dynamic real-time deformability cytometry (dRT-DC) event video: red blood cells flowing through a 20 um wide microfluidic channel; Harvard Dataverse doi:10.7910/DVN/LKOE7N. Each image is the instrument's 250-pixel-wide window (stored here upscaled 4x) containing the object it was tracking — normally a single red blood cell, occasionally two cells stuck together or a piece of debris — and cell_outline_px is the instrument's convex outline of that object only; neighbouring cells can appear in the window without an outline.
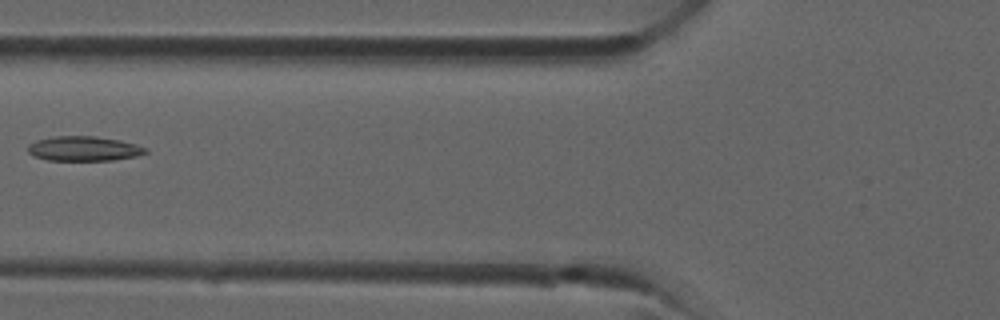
{"species": "common noctule bat (a hibernating species)", "species_latin": "Nyctalus noctula", "temperature_condition": "room temperature", "stored_images_in_passage": 36, "camera_frame_rate_fps": 3000, "um_per_image_px": 0.085, "animal": {"sex": "male", "forearm_length_mm": 52.5}, "frame": {"image": 1, "passage_image": 14, "time_ms": 4.333, "image_size_px": [1000, 320], "cell_outline_px": [[148, 152], [136, 156], [112, 160], [48, 160], [36, 156], [28, 152], [28, 144], [36, 140], [56, 136], [96, 136], [120, 140], [136, 144], [148, 148]], "centroid_in_image_um": [7.15, 12.62], "position_along_channel_um": 118.7, "area_um2": 16.88}}
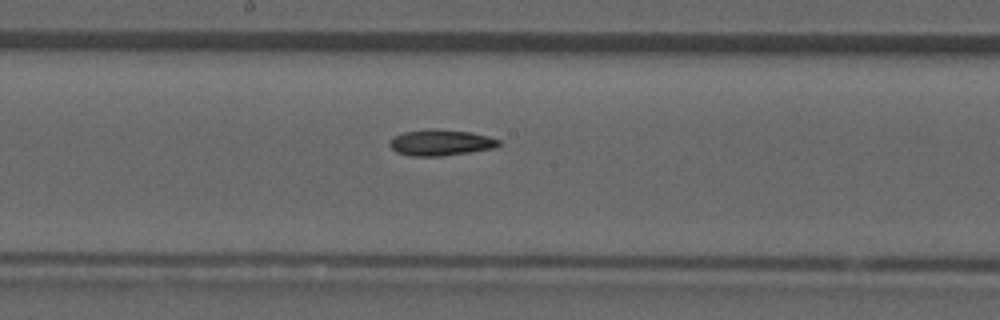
{"frame": {"image": 2, "passage_image": 19, "time_ms": 6.0, "image_size_px": [1000, 320], "cell_outline_px": [[500, 144], [496, 148], [440, 156], [412, 156], [396, 152], [388, 144], [388, 140], [392, 136], [404, 132], [428, 128], [432, 128], [472, 132], [488, 136], [500, 140]], "centroid_in_image_um": [37.43, 12.11], "position_along_channel_um": 210.8, "area_um2": 16.76}}
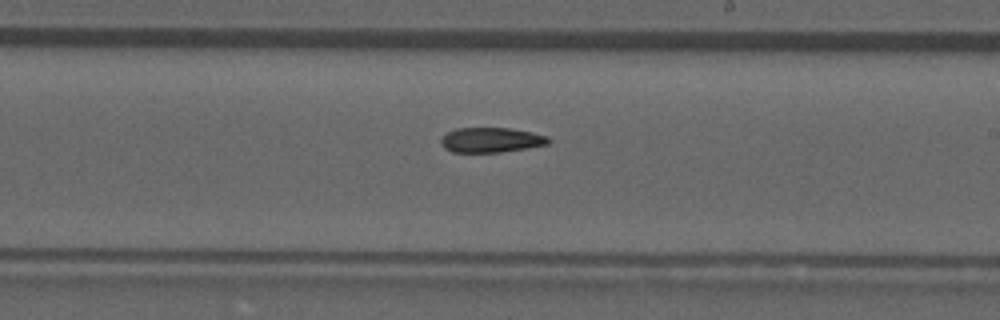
{"frame": {"image": 3, "passage_image": 21, "time_ms": 6.667, "image_size_px": [1000, 320], "cell_outline_px": [[552, 140], [548, 144], [528, 148], [500, 152], [452, 152], [444, 148], [440, 140], [448, 132], [456, 128], [512, 128], [532, 132], [548, 136]], "centroid_in_image_um": [41.78, 11.89], "position_along_channel_um": 247.2, "area_um2": 15.66}}